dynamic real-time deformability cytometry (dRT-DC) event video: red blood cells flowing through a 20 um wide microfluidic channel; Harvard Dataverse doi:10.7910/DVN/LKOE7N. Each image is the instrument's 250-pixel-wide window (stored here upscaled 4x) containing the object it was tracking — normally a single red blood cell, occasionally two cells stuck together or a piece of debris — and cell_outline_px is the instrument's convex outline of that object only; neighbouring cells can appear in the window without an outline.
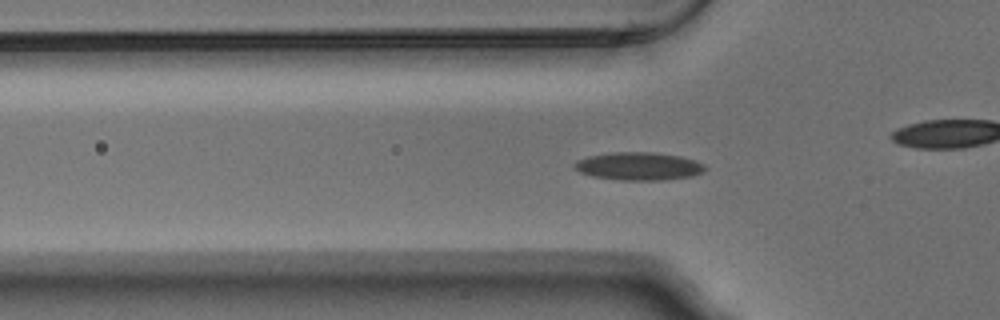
{"species": "Egyptian fruit bat (a non-hibernating species)", "species_latin": "Rousettus aegyptiacus", "temperature_condition": "warm", "stored_images_in_passage": 52, "camera_frame_rate_fps": 3000, "um_per_image_px": 0.085, "animal": {"sex": "male"}, "frame": {"image": 1, "passage_image": 15, "time_ms": 4.667, "image_size_px": [1000, 320], "cell_outline_px": [[708, 168], [704, 172], [692, 176], [660, 180], [624, 180], [592, 176], [580, 172], [572, 168], [572, 164], [576, 160], [588, 156], [612, 152], [656, 152], [680, 156], [696, 160], [704, 164]], "centroid_in_image_um": [54.29, 14.12], "position_along_channel_um": 71.5, "area_um2": 21.5}}
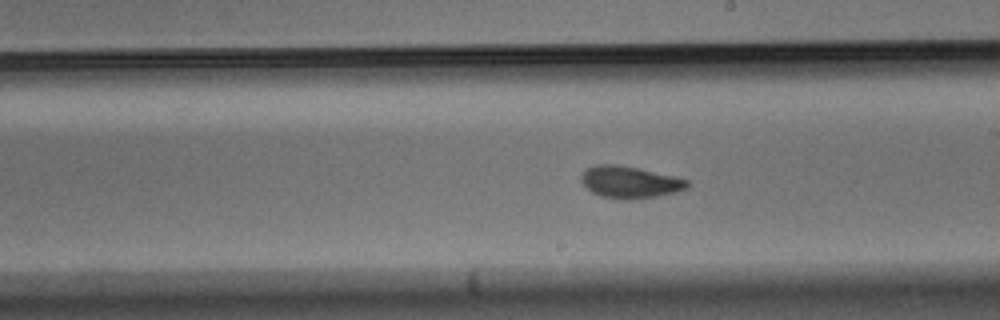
{"frame": {"image": 2, "passage_image": 28, "time_ms": 9.0, "image_size_px": [1000, 320], "cell_outline_px": [[688, 188], [676, 192], [656, 196], [628, 200], [624, 200], [600, 196], [592, 192], [580, 180], [580, 176], [588, 168], [596, 164], [616, 164], [676, 176], [688, 180]], "centroid_in_image_um": [53.54, 15.48], "position_along_channel_um": 235.5, "area_um2": 19.65}}
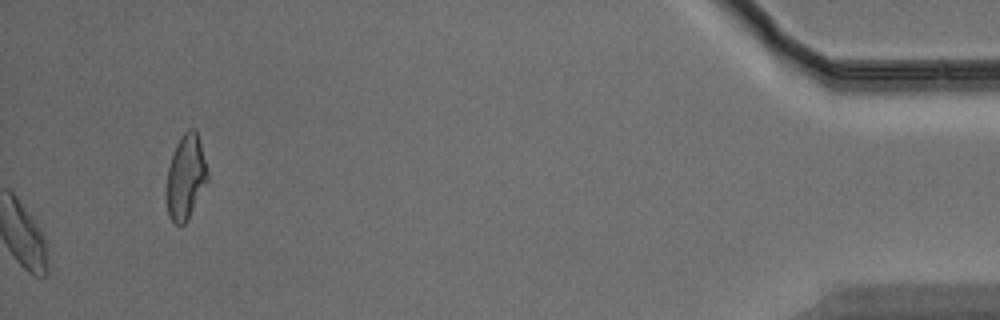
{"frame": {"image": 3, "passage_image": 52, "time_ms": 17.0, "image_size_px": [1000, 320], "cell_outline_px": [[208, 180], [188, 220], [184, 224], [176, 224], [168, 216], [164, 196], [164, 192], [168, 168], [176, 144], [180, 136], [188, 128], [196, 128], [208, 172]], "centroid_in_image_um": [15.75, 15.07], "position_along_channel_um": 419.4, "area_um2": 20.63}, "authors_computed_cell_mechanics": {"area_um2": 19.0451, "velocity_mm_per_s": 3.7568, "shape_relaxation_time_tau1_ms": 5.6434, "shape_relaxation_time_tau2_ms": 1.714, "deformation_change_tau1": 0.1646, "deformation_change_tau2": 0.073}}